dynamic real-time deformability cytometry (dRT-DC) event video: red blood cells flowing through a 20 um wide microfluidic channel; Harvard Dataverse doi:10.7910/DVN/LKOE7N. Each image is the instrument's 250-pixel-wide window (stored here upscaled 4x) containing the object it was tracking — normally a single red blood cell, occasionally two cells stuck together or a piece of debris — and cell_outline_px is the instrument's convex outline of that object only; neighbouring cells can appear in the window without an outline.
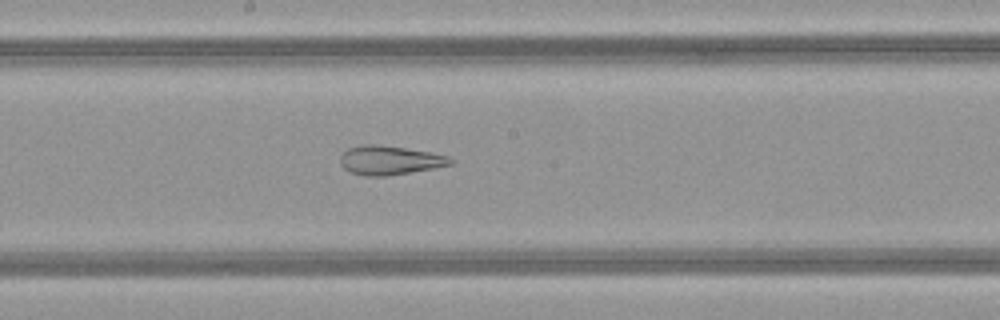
{"species": "common noctule bat (a hibernating species)", "species_latin": "Nyctalus noctula", "temperature_condition": "warm", "stored_images_in_passage": 42, "camera_frame_rate_fps": 3000, "um_per_image_px": 0.085, "animal": {"sex": "female", "body_mass_g": 21.9}, "frame": {"image": 1, "passage_image": 19, "time_ms": 6.0, "image_size_px": [1000, 320], "cell_outline_px": [[456, 160], [452, 164], [432, 168], [388, 176], [364, 176], [352, 172], [344, 168], [340, 164], [340, 156], [348, 148], [364, 144], [376, 144], [432, 152], [448, 156]], "centroid_in_image_um": [33.13, 13.62], "position_along_channel_um": 215.1, "area_um2": 18.61}, "authors_computed_cell_mechanics": {"area_um2": 25.8366, "velocity_mm_per_s": 4.1597, "shape_relaxation_time_tau1_ms": null, "shape_relaxation_time_tau2_ms": 1.99, "deformation_change_tau1": null, "deformation_change_tau2": 0.1144}}